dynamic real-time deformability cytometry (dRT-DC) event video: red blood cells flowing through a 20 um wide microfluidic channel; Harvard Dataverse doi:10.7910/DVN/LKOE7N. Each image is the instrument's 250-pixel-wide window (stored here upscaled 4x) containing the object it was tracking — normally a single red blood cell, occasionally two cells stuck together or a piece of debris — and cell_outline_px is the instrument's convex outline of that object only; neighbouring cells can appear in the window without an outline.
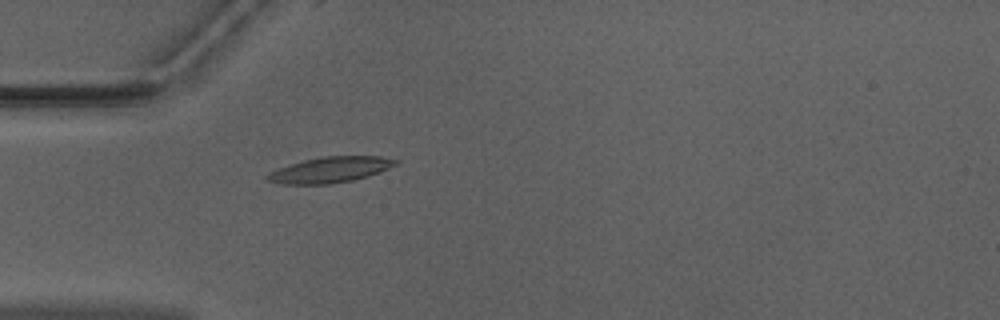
{"species": "Egyptian fruit bat (a non-hibernating species)", "species_latin": "Rousettus aegyptiacus", "temperature_condition": "warm", "stored_images_in_passage": 52, "camera_frame_rate_fps": 3000, "um_per_image_px": 0.085, "animal": {"sex": "male"}, "frame": {"image": 1, "passage_image": 16, "time_ms": 5.0, "image_size_px": [1000, 320], "cell_outline_px": [[400, 160], [396, 164], [380, 172], [368, 176], [352, 180], [328, 184], [280, 184], [264, 180], [264, 176], [268, 172], [288, 164], [320, 156], [380, 156]], "centroid_in_image_um": [28.0, 14.43], "position_along_channel_um": 57.0, "area_um2": 19.42}}
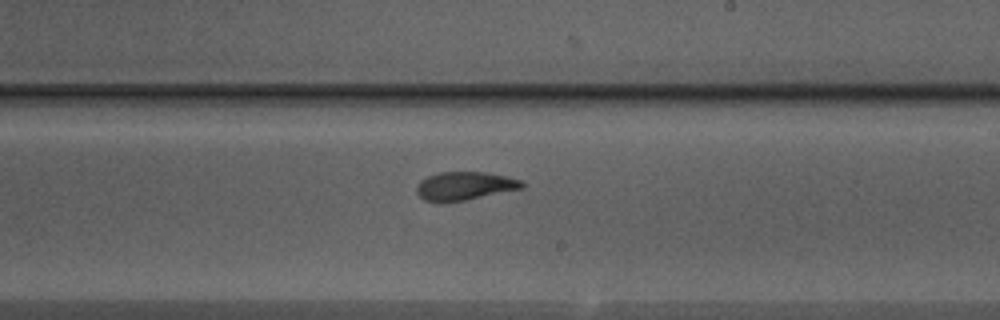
{"frame": {"image": 2, "passage_image": 31, "time_ms": 10.0, "image_size_px": [1000, 320], "cell_outline_px": [[524, 188], [464, 200], [424, 200], [416, 192], [416, 184], [420, 180], [428, 176], [440, 172], [484, 172], [504, 176], [520, 180], [524, 184]], "centroid_in_image_um": [39.49, 15.78], "position_along_channel_um": 249.5, "area_um2": 16.94}}
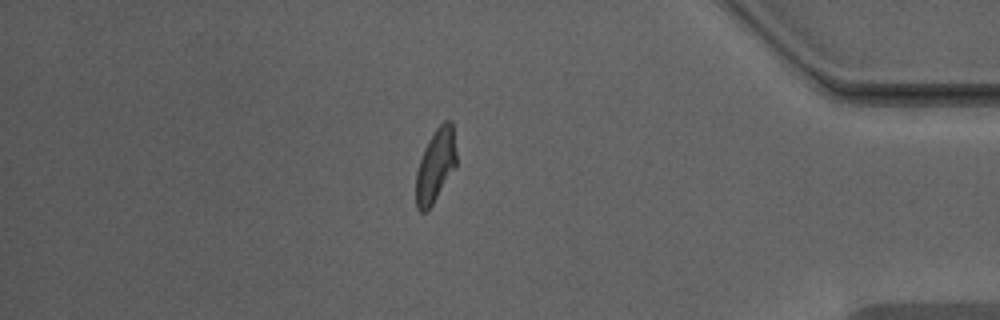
{"frame": {"image": 3, "passage_image": 45, "time_ms": 14.667, "image_size_px": [1000, 320], "cell_outline_px": [[456, 168], [428, 212], [420, 212], [416, 208], [416, 172], [424, 148], [428, 140], [436, 128], [444, 120], [452, 120], [456, 152]], "centroid_in_image_um": [37.03, 14.1], "position_along_channel_um": 398.2, "area_um2": 17.57}, "authors_computed_cell_mechanics": {"area_um2": 17.8313, "velocity_mm_per_s": 3.9573, "shape_relaxation_time_tau1_ms": 4.5859, "shape_relaxation_time_tau2_ms": 2.2449, "deformation_change_tau1": 0.1648, "deformation_change_tau2": 0.0861}}